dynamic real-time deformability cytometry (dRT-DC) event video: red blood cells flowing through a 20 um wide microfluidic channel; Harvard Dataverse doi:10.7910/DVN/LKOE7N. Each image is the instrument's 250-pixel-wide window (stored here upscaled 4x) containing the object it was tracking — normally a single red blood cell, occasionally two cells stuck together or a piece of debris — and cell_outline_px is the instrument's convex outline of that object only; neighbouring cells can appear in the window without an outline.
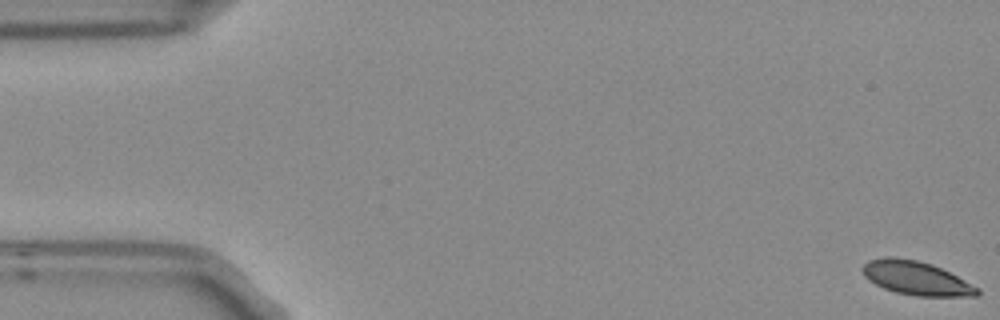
{"species": "Egyptian fruit bat (a non-hibernating species)", "species_latin": "Rousettus aegyptiacus", "temperature_condition": "room temperature", "stored_images_in_passage": 5, "camera_frame_rate_fps": 3000, "um_per_image_px": 0.085, "frame": {"image": 1, "passage_image": 1, "time_ms": 0.0, "image_size_px": [1000, 320], "cell_outline_px": [[980, 292], [976, 296], [916, 296], [896, 292], [884, 288], [868, 280], [864, 276], [860, 268], [868, 260], [884, 256], [892, 256], [916, 260], [932, 264], [980, 288]], "centroid_in_image_um": [77.83, 23.63], "position_along_channel_um": 7.2, "area_um2": 22.54}}